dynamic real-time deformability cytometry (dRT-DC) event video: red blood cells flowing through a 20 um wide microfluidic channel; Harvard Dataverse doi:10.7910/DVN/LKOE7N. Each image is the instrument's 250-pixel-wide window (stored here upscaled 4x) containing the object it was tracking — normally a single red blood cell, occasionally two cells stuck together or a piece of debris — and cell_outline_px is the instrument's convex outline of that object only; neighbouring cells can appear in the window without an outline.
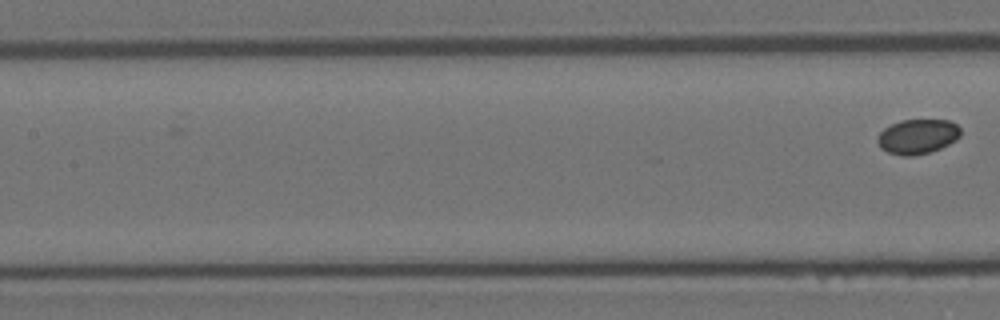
{"species": "Egyptian fruit bat (a non-hibernating species)", "species_latin": "Rousettus aegyptiacus", "temperature_condition": "room temperature", "stored_images_in_passage": 5, "camera_frame_rate_fps": 3000, "um_per_image_px": 0.085, "animal": {"sex": "female"}, "frame": {"image": 1, "passage_image": 5, "time_ms": 1.333, "image_size_px": [1000, 320], "cell_outline_px": [[960, 136], [956, 140], [940, 148], [928, 152], [912, 156], [904, 156], [888, 152], [880, 148], [876, 140], [880, 132], [884, 128], [900, 120], [948, 120], [956, 124], [960, 128]], "centroid_in_image_um": [77.98, 11.6], "position_along_channel_um": 129.4, "area_um2": 16.76}}